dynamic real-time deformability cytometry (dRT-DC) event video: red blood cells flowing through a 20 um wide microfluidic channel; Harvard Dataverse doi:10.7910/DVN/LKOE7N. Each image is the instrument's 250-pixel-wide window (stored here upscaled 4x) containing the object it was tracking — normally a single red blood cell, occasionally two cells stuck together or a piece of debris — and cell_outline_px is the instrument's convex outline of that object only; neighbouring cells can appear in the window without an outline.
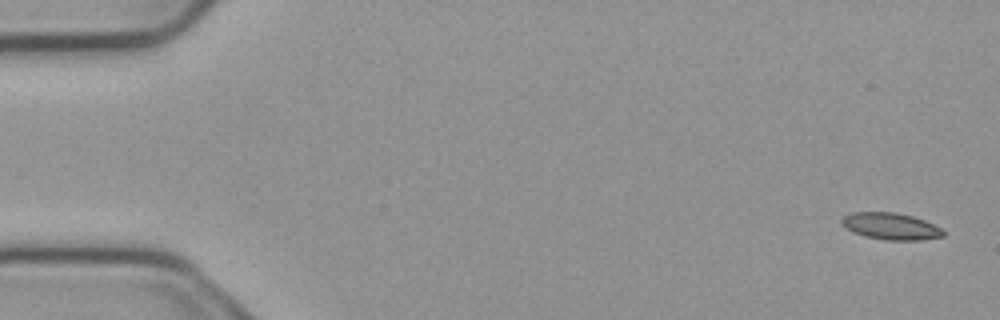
{"species": "common noctule bat (a hibernating species)", "species_latin": "Nyctalus noctula", "temperature_condition": "cold", "stored_images_in_passage": 7, "camera_frame_rate_fps": 3000, "um_per_image_px": 0.085, "animal": {"sex": "male", "body_mass_g": 23.1, "forearm_length_mm": 52.7}, "frame": {"image": 1, "passage_image": 1, "time_ms": 0.0, "image_size_px": [1000, 320], "cell_outline_px": [[944, 236], [920, 240], [888, 240], [864, 236], [852, 232], [840, 224], [840, 220], [844, 216], [852, 212], [896, 212], [912, 216], [924, 220], [940, 228], [944, 232]], "centroid_in_image_um": [75.67, 19.22], "position_along_channel_um": 9.3, "area_um2": 15.84}}
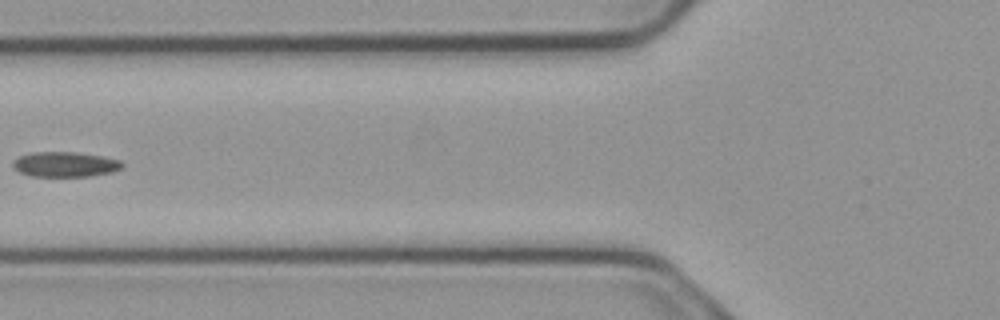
{"frame": {"image": 2, "passage_image": 6, "time_ms": 1.667, "image_size_px": [1000, 320], "cell_outline_px": [[124, 164], [120, 168], [112, 172], [88, 176], [32, 176], [20, 172], [12, 164], [12, 160], [20, 156], [32, 152], [76, 152], [104, 156], [120, 160]], "centroid_in_image_um": [5.54, 13.96], "position_along_channel_um": 120.3, "area_um2": 15.9}}
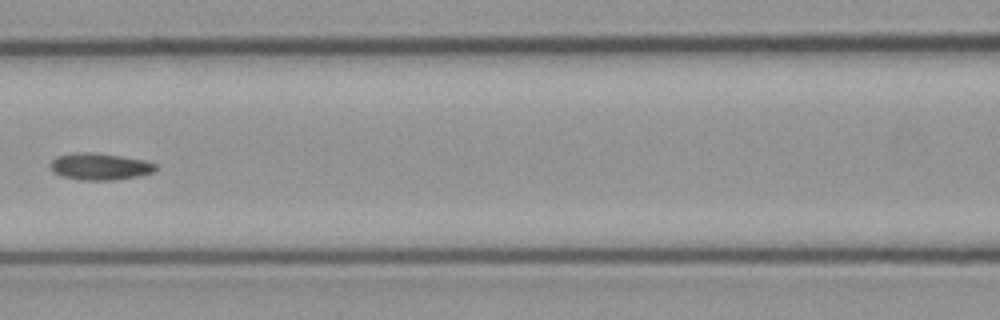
{"frame": {"image": 3, "passage_image": 7, "time_ms": 2.0, "image_size_px": [1000, 320], "cell_outline_px": [[156, 168], [152, 172], [136, 176], [112, 180], [80, 180], [64, 176], [56, 172], [52, 168], [52, 160], [56, 156], [76, 152], [92, 152], [120, 156], [144, 160], [156, 164]], "centroid_in_image_um": [8.49, 14.14], "position_along_channel_um": 158.1, "area_um2": 16.07}}